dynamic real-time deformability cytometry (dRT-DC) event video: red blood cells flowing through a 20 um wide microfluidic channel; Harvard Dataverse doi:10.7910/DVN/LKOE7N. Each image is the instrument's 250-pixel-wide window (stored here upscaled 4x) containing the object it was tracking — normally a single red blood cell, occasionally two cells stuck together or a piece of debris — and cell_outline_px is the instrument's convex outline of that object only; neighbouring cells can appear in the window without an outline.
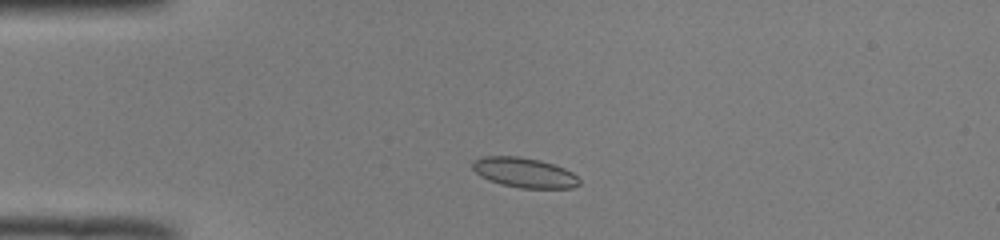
{"species": "common noctule bat (a hibernating species)", "species_latin": "Nyctalus noctula", "temperature_condition": "room temperature", "stored_images_in_passage": 40, "camera_frame_rate_fps": 3000, "um_per_image_px": 0.085, "animal": {"sex": "male", "body_mass_g": 19.0, "forearm_length_mm": 50.8}, "frame": {"image": 1, "passage_image": 1, "time_ms": 0.0, "image_size_px": [1000, 240], "cell_outline_px": [[580, 184], [572, 188], [520, 188], [500, 184], [488, 180], [480, 176], [472, 168], [472, 160], [480, 156], [520, 156], [540, 160], [564, 168], [572, 172], [580, 180]], "centroid_in_image_um": [44.53, 14.66], "position_along_channel_um": 40.5, "area_um2": 18.79}}
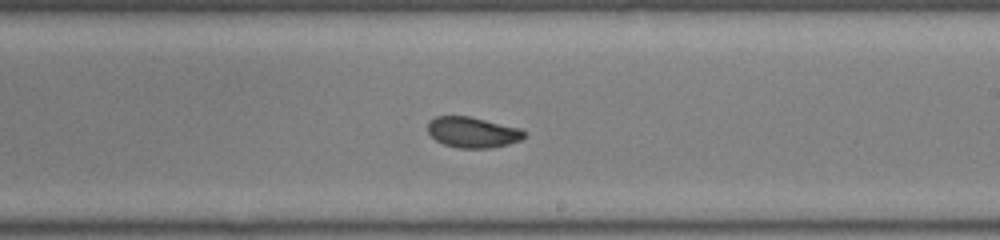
{"frame": {"image": 2, "passage_image": 19, "time_ms": 6.0, "image_size_px": [1000, 240], "cell_outline_px": [[524, 136], [520, 140], [508, 144], [492, 148], [460, 148], [444, 144], [436, 140], [428, 132], [428, 124], [436, 116], [468, 116], [520, 128], [524, 132]], "centroid_in_image_um": [40.17, 11.25], "position_along_channel_um": 248.8, "area_um2": 16.99}}
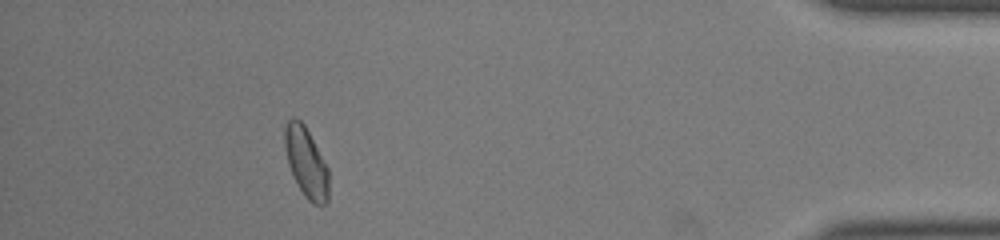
{"frame": {"image": 3, "passage_image": 35, "time_ms": 11.333, "image_size_px": [1000, 240], "cell_outline_px": [[328, 200], [324, 204], [312, 204], [304, 196], [288, 164], [284, 148], [284, 128], [288, 120], [292, 116], [300, 120], [304, 124], [328, 168]], "centroid_in_image_um": [26.01, 13.78], "position_along_channel_um": 409.2, "area_um2": 17.74}, "authors_computed_cell_mechanics": {"area_um2": 17.7446, "velocity_mm_per_s": 3.9763, "shape_relaxation_time_tau1_ms": 4.1001, "shape_relaxation_time_tau2_ms": 1.2724, "deformation_change_tau1": 0.0865, "deformation_change_tau2": 0.0521}}